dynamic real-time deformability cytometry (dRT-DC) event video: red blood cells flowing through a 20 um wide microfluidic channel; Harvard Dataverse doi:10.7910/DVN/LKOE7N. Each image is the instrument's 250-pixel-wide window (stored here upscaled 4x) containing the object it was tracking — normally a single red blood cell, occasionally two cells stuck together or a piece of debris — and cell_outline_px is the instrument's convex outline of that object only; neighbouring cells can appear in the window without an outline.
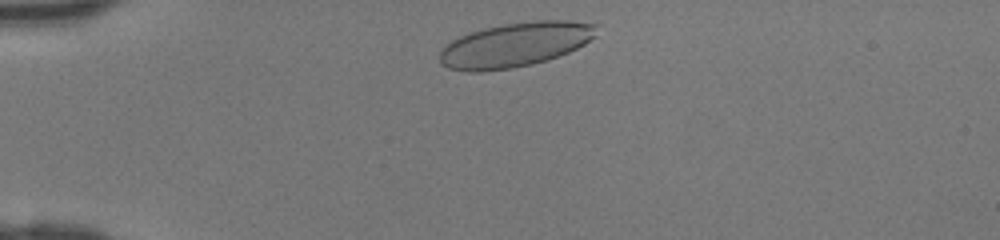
{"species": "human", "species_latin": "Homo sapiens", "temperature_condition": "room temperature", "stored_images_in_passage": 30, "camera_frame_rate_fps": 3000, "um_per_image_px": 0.085, "donor": {"sex": "female"}, "frame": {"image": 1, "passage_image": 2, "time_ms": 0.333, "image_size_px": [1000, 240], "cell_outline_px": [[596, 36], [584, 44], [568, 52], [548, 60], [532, 64], [512, 68], [480, 72], [468, 72], [448, 68], [440, 64], [440, 52], [444, 44], [460, 36], [484, 28], [504, 24], [532, 20], [568, 20], [596, 24]], "centroid_in_image_um": [43.77, 3.8], "position_along_channel_um": 41.2, "area_um2": 40.75}}
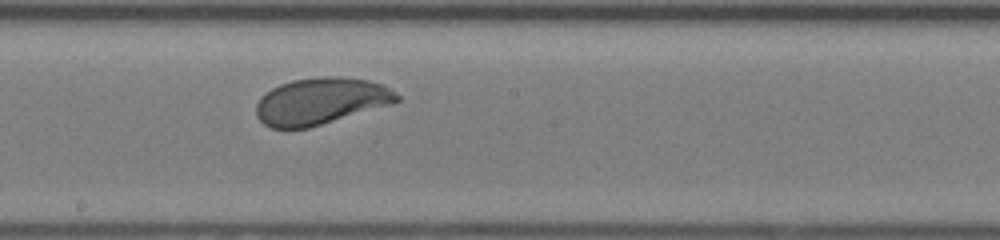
{"frame": {"image": 2, "passage_image": 17, "time_ms": 5.333, "image_size_px": [1000, 240], "cell_outline_px": [[400, 100], [392, 104], [308, 128], [272, 128], [264, 124], [256, 116], [256, 104], [260, 96], [272, 88], [280, 84], [292, 80], [320, 76], [340, 76], [368, 80], [384, 84], [400, 96]], "centroid_in_image_um": [27.26, 8.58], "position_along_channel_um": 220.9, "area_um2": 38.44}}
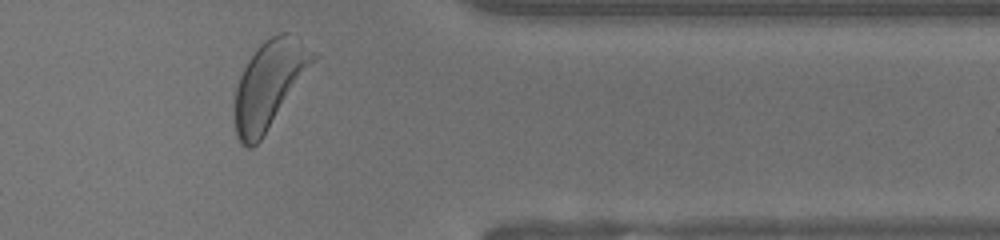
{"frame": {"image": 3, "passage_image": 29, "time_ms": 9.333, "image_size_px": [1000, 240], "cell_outline_px": [[320, 56], [260, 140], [252, 148], [248, 148], [240, 144], [236, 136], [236, 88], [240, 76], [248, 60], [256, 48], [260, 44], [272, 36], [280, 32], [288, 32], [300, 40]], "centroid_in_image_um": [22.92, 7.15], "position_along_channel_um": 388.5, "area_um2": 39.48}}